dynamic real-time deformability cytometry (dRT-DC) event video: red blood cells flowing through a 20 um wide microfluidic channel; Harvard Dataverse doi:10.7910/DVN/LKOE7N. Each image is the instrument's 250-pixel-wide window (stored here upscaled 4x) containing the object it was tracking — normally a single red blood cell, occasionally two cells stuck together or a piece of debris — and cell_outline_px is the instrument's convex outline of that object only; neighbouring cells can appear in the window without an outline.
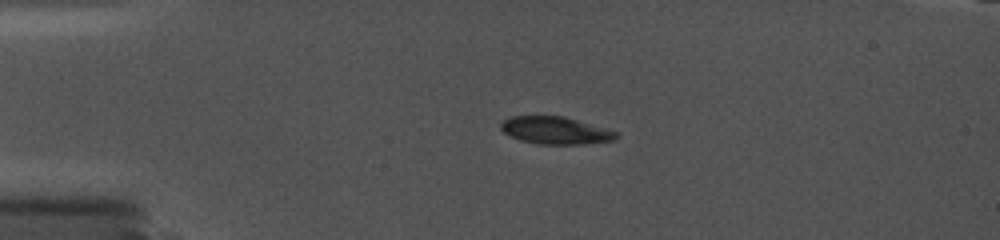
{"species": "common noctule bat (a hibernating species)", "species_latin": "Nyctalus noctula", "temperature_condition": "cold", "stored_images_in_passage": 27, "camera_frame_rate_fps": 5000, "um_per_image_px": 0.085, "animal": {"sex": "female", "body_mass_g": 19.0, "forearm_length_mm": 56.7}, "frame": {"image": 1, "passage_image": 1, "time_ms": 0.0, "image_size_px": [1000, 240], "cell_outline_px": [[620, 136], [616, 140], [584, 144], [536, 144], [520, 140], [508, 136], [500, 128], [500, 124], [508, 116], [564, 116], [620, 132]], "centroid_in_image_um": [47.24, 11.09], "position_along_channel_um": 37.8, "area_um2": 18.73}}
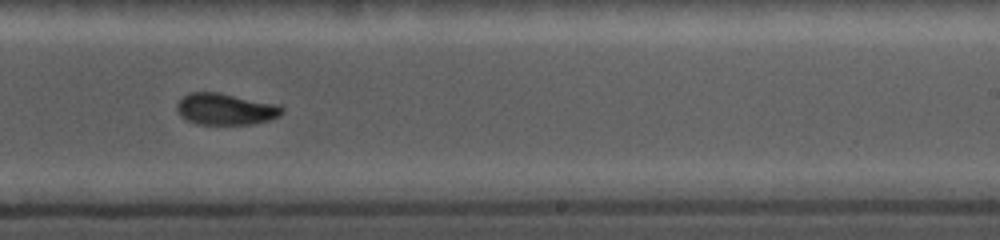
{"frame": {"image": 2, "passage_image": 16, "time_ms": 7.2, "image_size_px": [1000, 240], "cell_outline_px": [[284, 112], [280, 116], [272, 120], [252, 124], [196, 124], [180, 116], [176, 108], [176, 104], [184, 96], [192, 92], [216, 92], [280, 104], [284, 108]], "centroid_in_image_um": [19.22, 9.28], "position_along_channel_um": 269.8, "area_um2": 19.48}}
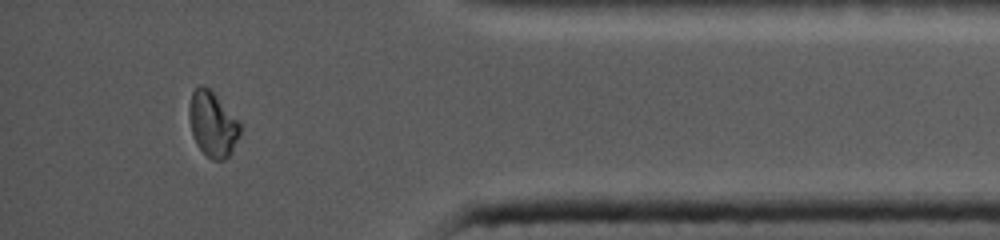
{"frame": {"image": 3, "passage_image": 26, "time_ms": 11.4, "image_size_px": [1000, 240], "cell_outline_px": [[240, 136], [228, 156], [224, 160], [212, 160], [196, 144], [192, 132], [188, 116], [188, 108], [192, 92], [200, 84], [208, 88], [216, 96], [240, 124]], "centroid_in_image_um": [18.04, 10.56], "position_along_channel_um": 417.2, "area_um2": 18.9}}